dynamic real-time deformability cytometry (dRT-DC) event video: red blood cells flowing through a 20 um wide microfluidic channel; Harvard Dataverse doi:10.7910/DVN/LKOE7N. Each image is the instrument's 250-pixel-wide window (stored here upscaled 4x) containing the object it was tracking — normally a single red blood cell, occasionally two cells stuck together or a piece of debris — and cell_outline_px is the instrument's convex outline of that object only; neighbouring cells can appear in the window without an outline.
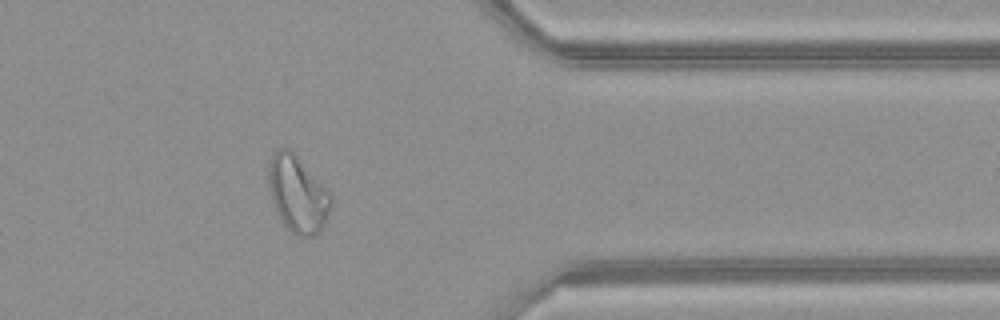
{"species": "common noctule bat (a hibernating species)", "species_latin": "Nyctalus noctula", "temperature_condition": "warm", "stored_images_in_passage": 34, "camera_frame_rate_fps": 3000, "um_per_image_px": 0.085, "animal": {"sex": "female", "body_mass_g": 21.9}, "frame": {"image": 1, "passage_image": 25, "time_ms": 8.0, "image_size_px": [1000, 320], "cell_outline_px": [[332, 204], [324, 224], [320, 232], [312, 236], [300, 236], [292, 232], [284, 224], [276, 212], [272, 200], [268, 184], [268, 164], [272, 156], [280, 148], [288, 148], [296, 156], [332, 196]], "centroid_in_image_um": [25.28, 16.53], "position_along_channel_um": 386.1, "area_um2": 27.22}, "authors_computed_cell_mechanics": {"area_um2": 23.5246, "velocity_mm_per_s": 4.1314, "shape_relaxation_time_tau1_ms": null, "shape_relaxation_time_tau2_ms": 1.8096, "deformation_change_tau1": null, "deformation_change_tau2": 0.0969}}